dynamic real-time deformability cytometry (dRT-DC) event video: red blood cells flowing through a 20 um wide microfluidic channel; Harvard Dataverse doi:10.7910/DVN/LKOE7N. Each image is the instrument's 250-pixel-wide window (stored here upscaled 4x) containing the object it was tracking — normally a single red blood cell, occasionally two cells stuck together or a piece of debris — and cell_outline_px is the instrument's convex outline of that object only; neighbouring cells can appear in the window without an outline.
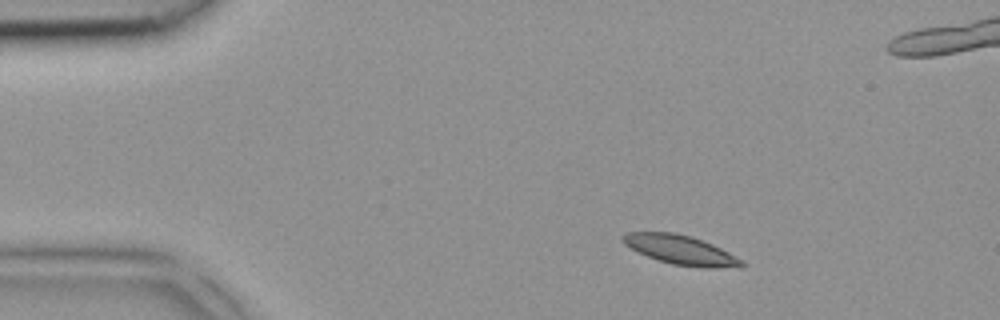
{"species": "common noctule bat (a hibernating species)", "species_latin": "Nyctalus noctula", "temperature_condition": "room temperature", "stored_images_in_passage": 5, "camera_frame_rate_fps": 3000, "um_per_image_px": 0.085, "animal": {"sex": "female", "body_mass_g": 18.4}, "frame": {"image": 1, "passage_image": 1, "time_ms": 0.0, "image_size_px": [1000, 320], "cell_outline_px": [[744, 268], [704, 268], [672, 264], [648, 256], [624, 244], [620, 240], [620, 236], [628, 232], [672, 232], [692, 236], [712, 244], [744, 260]], "centroid_in_image_um": [57.9, 21.25], "position_along_channel_um": 27.1, "area_um2": 20.35}}
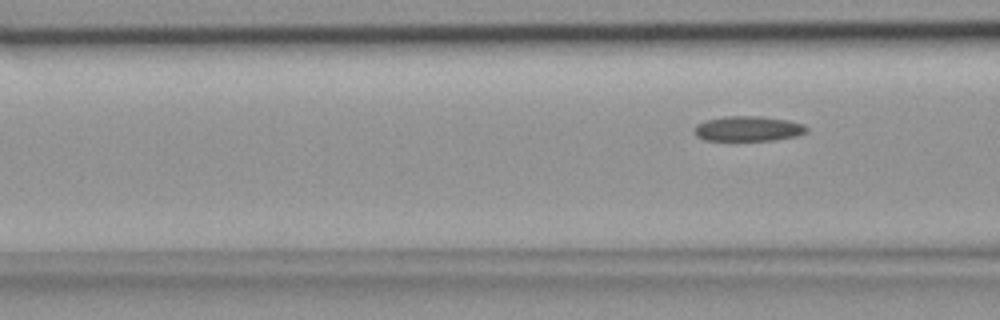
{"frame": {"image": 2, "passage_image": 5, "time_ms": 1.333, "image_size_px": [1000, 320], "cell_outline_px": [[808, 132], [800, 136], [776, 140], [704, 140], [696, 136], [696, 124], [704, 120], [724, 116], [760, 116], [788, 120], [804, 124], [808, 128]], "centroid_in_image_um": [63.65, 10.93], "position_along_channel_um": 103.0, "area_um2": 16.59}}